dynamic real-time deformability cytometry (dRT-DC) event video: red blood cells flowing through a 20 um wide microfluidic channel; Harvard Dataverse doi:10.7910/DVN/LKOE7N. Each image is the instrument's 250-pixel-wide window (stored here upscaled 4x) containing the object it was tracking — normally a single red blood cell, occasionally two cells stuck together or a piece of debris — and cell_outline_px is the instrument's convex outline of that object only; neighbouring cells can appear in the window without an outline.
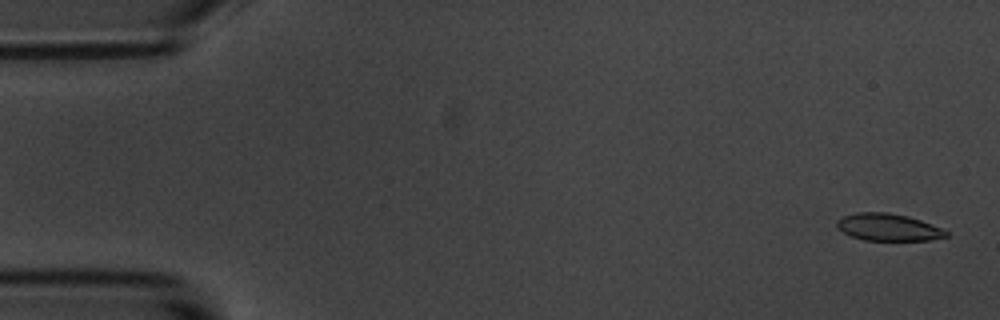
{"species": "common noctule bat (a hibernating species)", "species_latin": "Nyctalus noctula", "temperature_condition": "room temperature", "stored_images_in_passage": 6, "segment_of_instrument_passage": [1, 2], "camera_frame_rate_fps": 3000, "um_per_image_px": 0.085, "animal": {"sex": "male", "body_mass_g": 20.1, "forearm_length_mm": 53.5}, "frame": {"image": 1, "passage_image": 1, "time_ms": 0.0, "image_size_px": [1000, 320], "cell_outline_px": [[948, 236], [932, 240], [864, 240], [852, 236], [836, 228], [836, 220], [844, 216], [856, 212], [888, 212], [908, 216], [920, 220], [940, 228], [948, 232]], "centroid_in_image_um": [75.47, 19.31], "position_along_channel_um": 9.5, "area_um2": 17.22}}